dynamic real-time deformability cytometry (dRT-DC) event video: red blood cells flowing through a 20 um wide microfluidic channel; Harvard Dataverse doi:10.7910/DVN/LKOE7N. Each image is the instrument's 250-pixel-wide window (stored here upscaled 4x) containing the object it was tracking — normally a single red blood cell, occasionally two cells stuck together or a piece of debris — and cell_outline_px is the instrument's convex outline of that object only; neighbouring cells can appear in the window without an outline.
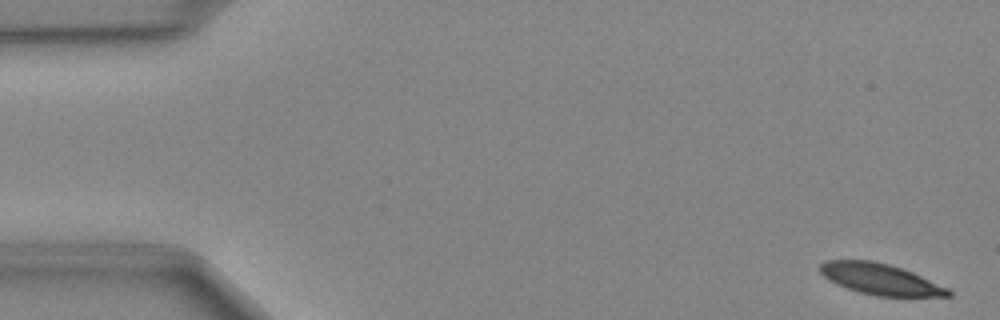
{"species": "Egyptian fruit bat (a non-hibernating species)", "species_latin": "Rousettus aegyptiacus", "temperature_condition": "cold", "stored_images_in_passage": 49, "camera_frame_rate_fps": 3000, "um_per_image_px": 0.085, "animal": {"sex": "female"}, "frame": {"image": 1, "passage_image": 2, "time_ms": 0.333, "image_size_px": [1000, 320], "cell_outline_px": [[952, 296], [876, 296], [860, 292], [836, 284], [828, 280], [820, 272], [820, 264], [824, 260], [872, 260], [888, 264], [912, 272], [948, 288], [952, 292]], "centroid_in_image_um": [74.8, 23.72], "position_along_channel_um": 10.2, "area_um2": 23.0}}
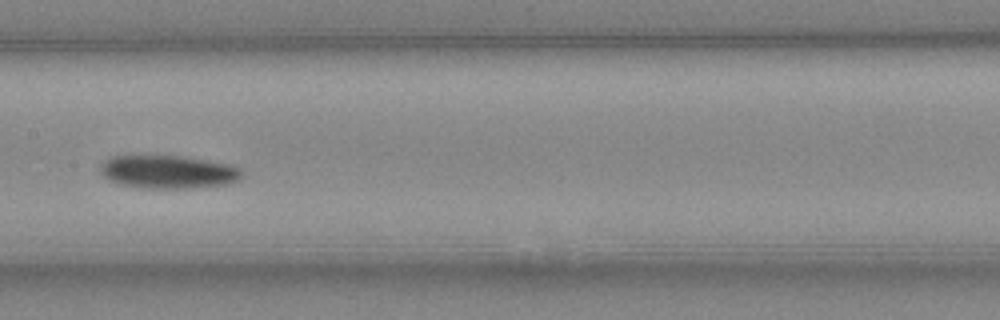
{"frame": {"image": 2, "passage_image": 25, "time_ms": 8.0, "image_size_px": [1000, 320], "cell_outline_px": [[240, 180], [228, 184], [192, 188], [144, 188], [120, 184], [108, 180], [100, 172], [100, 164], [104, 160], [112, 156], [184, 156], [228, 164], [240, 168]], "centroid_in_image_um": [14.27, 14.61], "position_along_channel_um": 193.1, "area_um2": 27.34}}
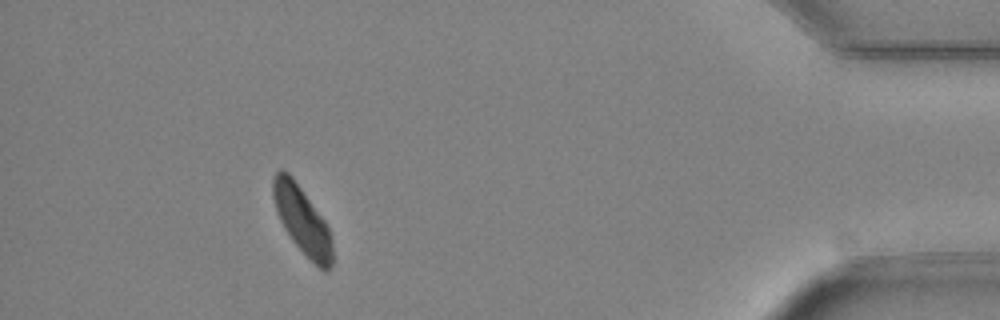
{"frame": {"image": 3, "passage_image": 45, "time_ms": 14.667, "image_size_px": [1000, 320], "cell_outline_px": [[332, 268], [328, 272], [324, 272], [292, 240], [284, 228], [276, 212], [272, 196], [272, 180], [276, 172], [280, 168], [288, 172], [292, 176], [324, 220], [328, 228], [332, 240]], "centroid_in_image_um": [25.67, 18.7], "position_along_channel_um": 409.5, "area_um2": 23.12}}